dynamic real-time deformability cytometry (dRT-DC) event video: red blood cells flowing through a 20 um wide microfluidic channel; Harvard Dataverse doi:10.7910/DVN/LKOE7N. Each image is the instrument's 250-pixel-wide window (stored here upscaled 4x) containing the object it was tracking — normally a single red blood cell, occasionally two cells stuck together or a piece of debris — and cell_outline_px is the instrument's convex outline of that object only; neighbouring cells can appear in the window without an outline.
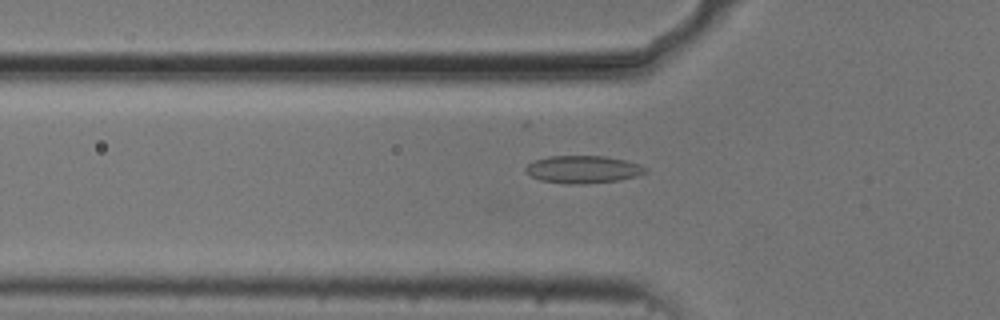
{"species": "common noctule bat (a hibernating species)", "species_latin": "Nyctalus noctula", "temperature_condition": "cold", "stored_images_in_passage": 44, "camera_frame_rate_fps": 3000, "um_per_image_px": 0.085, "animal": {"sex": "male", "body_mass_g": 20.5, "forearm_length_mm": 52.5}, "frame": {"image": 1, "passage_image": 9, "time_ms": 2.667, "image_size_px": [1000, 320], "cell_outline_px": [[648, 172], [636, 176], [616, 180], [584, 184], [572, 184], [540, 180], [524, 172], [524, 168], [532, 160], [548, 156], [604, 156], [624, 160], [640, 164], [648, 168]], "centroid_in_image_um": [49.53, 14.39], "position_along_channel_um": 76.3, "area_um2": 19.25}}
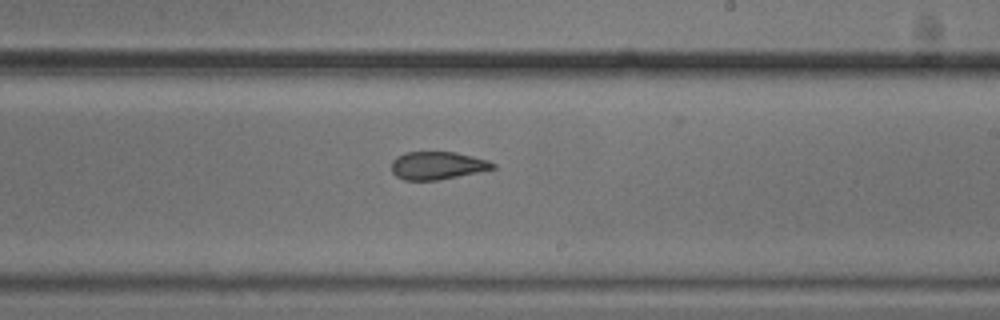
{"frame": {"image": 2, "passage_image": 23, "time_ms": 7.333, "image_size_px": [1000, 320], "cell_outline_px": [[496, 168], [436, 180], [404, 180], [396, 176], [392, 172], [392, 160], [396, 156], [404, 152], [456, 152], [488, 160], [496, 164]], "centroid_in_image_um": [37.15, 14.06], "position_along_channel_um": 251.9, "area_um2": 16.36}}
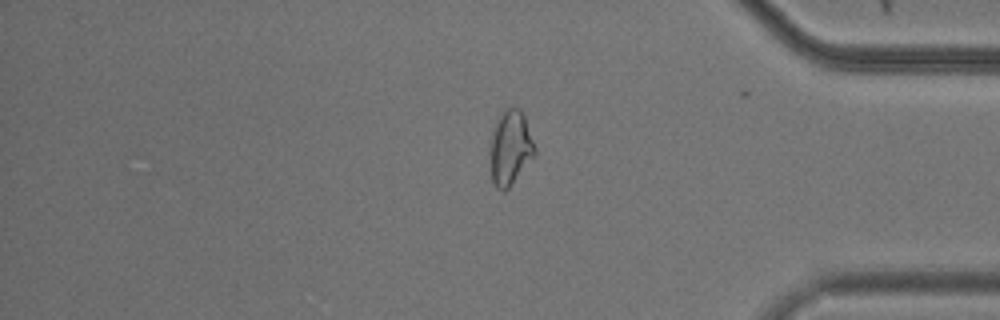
{"frame": {"image": 3, "passage_image": 36, "time_ms": 11.667, "image_size_px": [1000, 320], "cell_outline_px": [[536, 156], [508, 188], [504, 192], [496, 188], [492, 180], [492, 136], [496, 120], [500, 112], [504, 108], [520, 108], [524, 116], [536, 148]], "centroid_in_image_um": [43.42, 12.55], "position_along_channel_um": 391.8, "area_um2": 19.19}, "authors_computed_cell_mechanics": {"area_um2": 18.3515, "velocity_mm_per_s": 3.7403, "shape_relaxation_time_tau1_ms": null, "shape_relaxation_time_tau2_ms": 3.0281, "deformation_change_tau1": null, "deformation_change_tau2": 0.0855}}